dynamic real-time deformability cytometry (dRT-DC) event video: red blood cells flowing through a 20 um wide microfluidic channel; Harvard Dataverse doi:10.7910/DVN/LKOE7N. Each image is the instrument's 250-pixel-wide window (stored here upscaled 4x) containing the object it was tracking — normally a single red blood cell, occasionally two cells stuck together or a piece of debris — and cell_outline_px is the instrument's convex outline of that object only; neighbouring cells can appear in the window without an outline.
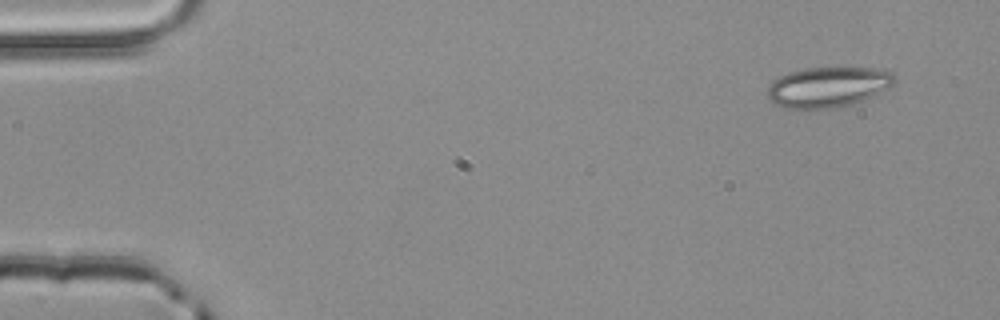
{"species": "common noctule bat (a hibernating species)", "species_latin": "Nyctalus noctula", "temperature_condition": "room temperature", "stored_images_in_passage": 3, "camera_frame_rate_fps": 3000, "um_per_image_px": 0.085, "animal": {"sex": "male", "body_mass_g": 20.4}, "frame": {"image": 1, "passage_image": 1, "time_ms": 0.0, "image_size_px": [1000, 320], "cell_outline_px": [[896, 84], [872, 96], [852, 104], [832, 108], [784, 108], [772, 104], [768, 96], [768, 84], [772, 80], [788, 72], [804, 68], [872, 68], [892, 72], [896, 76]], "centroid_in_image_um": [70.36, 7.39], "position_along_channel_um": 14.6, "area_um2": 30.0}}